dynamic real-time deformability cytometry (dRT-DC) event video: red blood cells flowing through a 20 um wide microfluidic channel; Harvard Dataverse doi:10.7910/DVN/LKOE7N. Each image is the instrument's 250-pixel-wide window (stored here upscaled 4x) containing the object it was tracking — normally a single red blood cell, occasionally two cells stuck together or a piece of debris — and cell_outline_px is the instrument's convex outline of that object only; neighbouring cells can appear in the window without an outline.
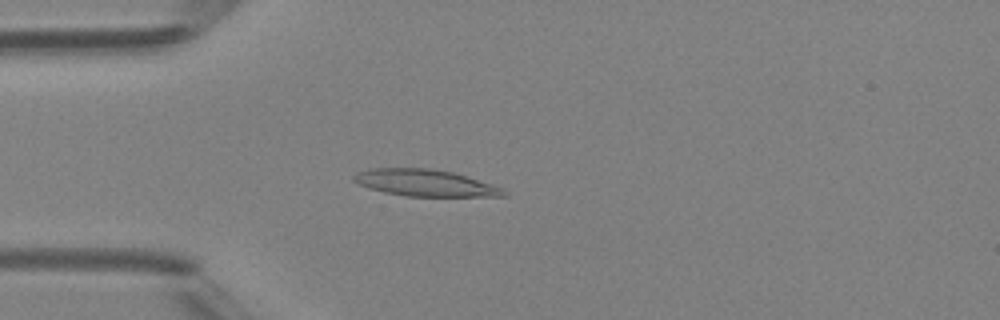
{"species": "Egyptian fruit bat (a non-hibernating species)", "species_latin": "Rousettus aegyptiacus", "temperature_condition": "room temperature", "stored_images_in_passage": 4, "camera_frame_rate_fps": 3000, "um_per_image_px": 0.085, "animal": {"sex": "female"}, "frame": {"image": 1, "passage_image": 4, "time_ms": 3.333, "image_size_px": [1000, 320], "cell_outline_px": [[508, 196], [408, 196], [384, 192], [368, 188], [352, 180], [352, 176], [356, 172], [368, 168], [432, 168], [452, 172], [504, 188], [508, 192]], "centroid_in_image_um": [36.11, 15.54], "position_along_channel_um": 48.9, "area_um2": 23.35}}